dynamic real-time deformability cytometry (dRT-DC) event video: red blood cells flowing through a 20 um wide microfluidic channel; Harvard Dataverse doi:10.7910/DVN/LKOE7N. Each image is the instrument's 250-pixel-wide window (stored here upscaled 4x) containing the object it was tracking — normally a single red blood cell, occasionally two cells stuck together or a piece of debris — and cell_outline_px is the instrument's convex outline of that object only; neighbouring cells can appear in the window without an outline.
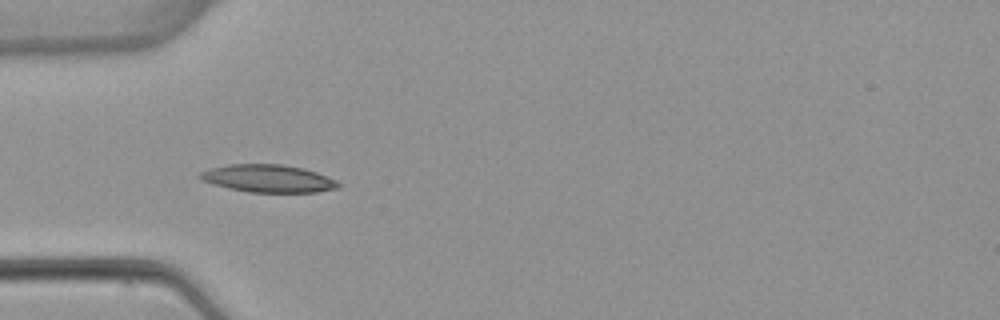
{"species": "common noctule bat (a hibernating species)", "species_latin": "Nyctalus noctula", "temperature_condition": "warm", "stored_images_in_passage": 5, "camera_frame_rate_fps": 3000, "um_per_image_px": 0.085, "animal": {"sex": "female", "body_mass_g": 22.7, "forearm_length_mm": 54.2}, "frame": {"image": 1, "passage_image": 3, "time_ms": 3.333, "image_size_px": [1000, 320], "cell_outline_px": [[340, 188], [316, 192], [248, 192], [228, 188], [212, 184], [200, 180], [196, 176], [200, 172], [208, 168], [228, 164], [280, 164], [304, 168], [316, 172], [336, 180], [340, 184]], "centroid_in_image_um": [22.75, 15.17], "position_along_channel_um": 62.3, "area_um2": 22.48}}
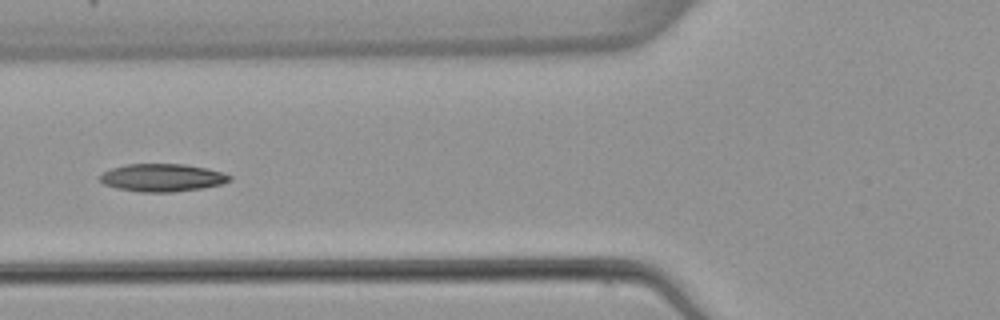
{"frame": {"image": 2, "passage_image": 4, "time_ms": 4.667, "image_size_px": [1000, 320], "cell_outline_px": [[232, 180], [220, 184], [200, 188], [172, 192], [140, 192], [116, 188], [104, 184], [100, 180], [100, 176], [104, 172], [112, 168], [128, 164], [184, 164], [208, 168], [224, 172], [232, 176]], "centroid_in_image_um": [13.82, 15.1], "position_along_channel_um": 112.0, "area_um2": 20.92}}
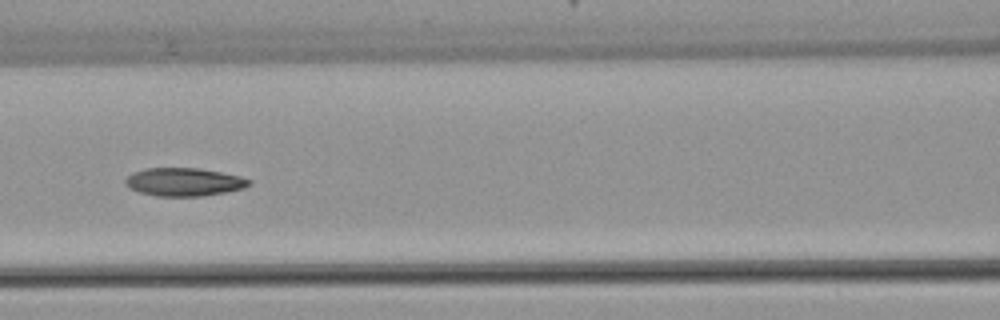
{"frame": {"image": 3, "passage_image": 5, "time_ms": 5.667, "image_size_px": [1000, 320], "cell_outline_px": [[252, 184], [244, 188], [224, 192], [200, 196], [156, 196], [140, 192], [128, 188], [124, 184], [124, 180], [132, 172], [144, 168], [200, 168], [240, 176], [252, 180]], "centroid_in_image_um": [15.62, 15.46], "position_along_channel_um": 151.0, "area_um2": 20.4}}